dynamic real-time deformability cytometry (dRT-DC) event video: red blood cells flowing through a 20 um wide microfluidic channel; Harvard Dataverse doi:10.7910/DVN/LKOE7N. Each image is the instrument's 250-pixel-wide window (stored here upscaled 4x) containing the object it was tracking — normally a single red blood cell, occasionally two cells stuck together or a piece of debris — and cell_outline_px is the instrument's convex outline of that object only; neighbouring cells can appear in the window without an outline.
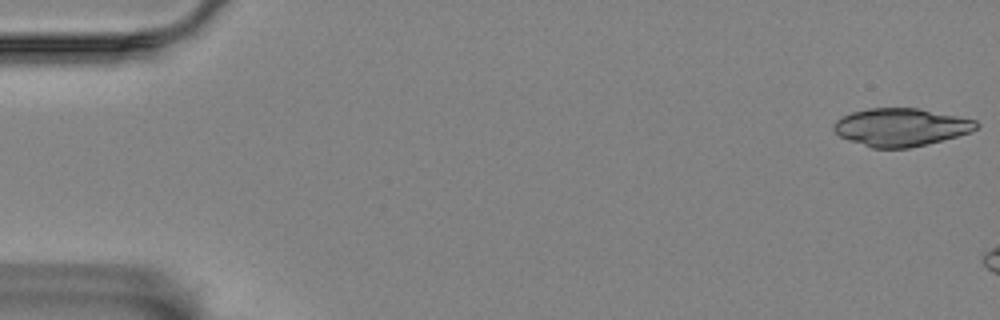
{"species": "Egyptian fruit bat (a non-hibernating species)", "species_latin": "Rousettus aegyptiacus", "temperature_condition": "room temperature", "stored_images_in_passage": 11, "camera_frame_rate_fps": 3000, "um_per_image_px": 0.085, "animal": {"sex": "female"}, "frame": {"image": 1, "passage_image": 1, "time_ms": 0.0, "image_size_px": [1000, 320], "cell_outline_px": [[980, 124], [972, 132], [908, 148], [872, 148], [840, 136], [832, 128], [832, 124], [840, 116], [852, 112], [868, 108], [920, 108], [976, 120]], "centroid_in_image_um": [76.56, 10.79], "position_along_channel_um": 8.4, "area_um2": 31.33}}